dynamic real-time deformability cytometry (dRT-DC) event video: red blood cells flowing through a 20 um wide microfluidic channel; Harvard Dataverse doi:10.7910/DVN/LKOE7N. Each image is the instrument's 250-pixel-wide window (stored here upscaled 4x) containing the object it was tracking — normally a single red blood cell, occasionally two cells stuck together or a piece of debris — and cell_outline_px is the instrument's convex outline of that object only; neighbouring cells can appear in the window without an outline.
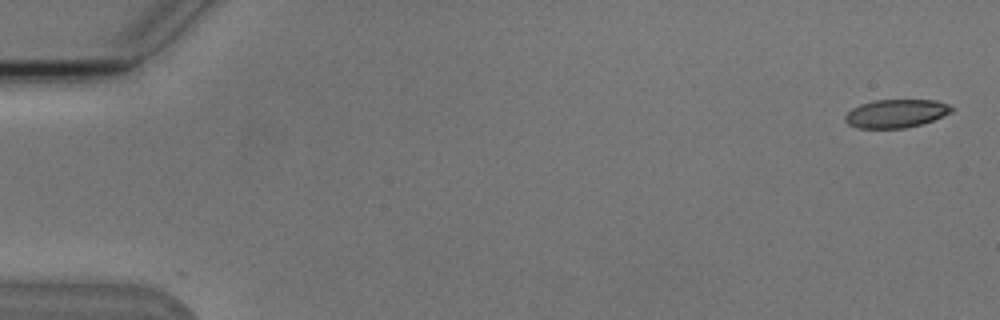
{"species": "Egyptian fruit bat (a non-hibernating species)", "species_latin": "Rousettus aegyptiacus", "temperature_condition": "cold", "stored_images_in_passage": 3, "camera_frame_rate_fps": 3000, "um_per_image_px": 0.085, "animal": {"sex": "male"}, "frame": {"image": 1, "passage_image": 1, "time_ms": 0.0, "image_size_px": [1000, 320], "cell_outline_px": [[952, 112], [932, 120], [920, 124], [904, 128], [860, 128], [848, 124], [844, 120], [844, 116], [852, 108], [860, 104], [872, 100], [936, 100], [948, 104], [952, 108]], "centroid_in_image_um": [76.13, 9.64], "position_along_channel_um": 8.9, "area_um2": 17.46}}